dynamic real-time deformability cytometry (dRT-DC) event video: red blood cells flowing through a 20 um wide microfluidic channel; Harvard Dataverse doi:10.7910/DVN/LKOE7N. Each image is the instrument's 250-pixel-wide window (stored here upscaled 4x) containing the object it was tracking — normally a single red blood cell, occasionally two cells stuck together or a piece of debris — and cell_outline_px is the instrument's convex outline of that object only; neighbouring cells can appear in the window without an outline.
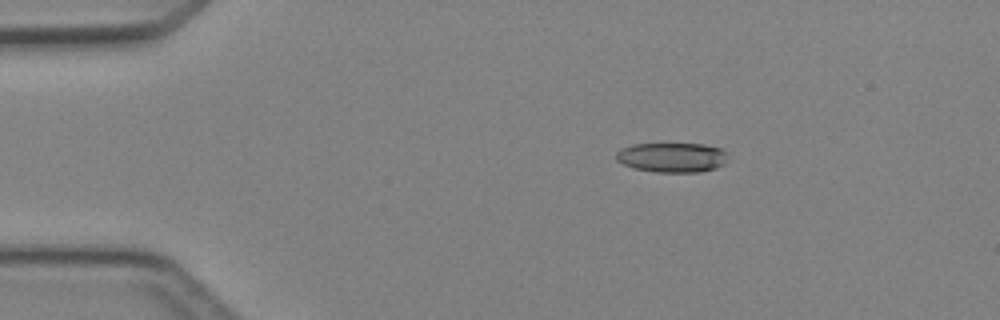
{"species": "Egyptian fruit bat (a non-hibernating species)", "species_latin": "Rousettus aegyptiacus", "temperature_condition": "cold", "stored_images_in_passage": 3, "camera_frame_rate_fps": 3000, "um_per_image_px": 0.085, "animal": {"sex": "female"}, "frame": {"image": 1, "passage_image": 1, "time_ms": 0.0, "image_size_px": [1000, 320], "cell_outline_px": [[728, 152], [724, 164], [716, 168], [700, 172], [656, 172], [632, 168], [616, 160], [616, 152], [620, 148], [632, 144], [704, 144], [720, 148]], "centroid_in_image_um": [57.11, 13.38], "position_along_channel_um": 27.9, "area_um2": 19.48}}
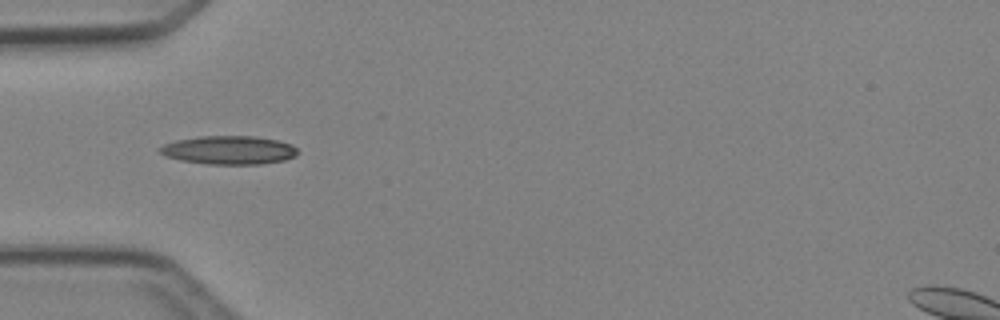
{"frame": {"image": 2, "passage_image": 3, "time_ms": 2.333, "image_size_px": [1000, 320], "cell_outline_px": [[300, 152], [296, 156], [284, 160], [260, 164], [208, 164], [180, 160], [164, 156], [156, 148], [164, 144], [176, 140], [200, 136], [256, 136], [276, 140], [292, 144]], "centroid_in_image_um": [19.45, 12.75], "position_along_channel_um": 65.5, "area_um2": 23.06}}